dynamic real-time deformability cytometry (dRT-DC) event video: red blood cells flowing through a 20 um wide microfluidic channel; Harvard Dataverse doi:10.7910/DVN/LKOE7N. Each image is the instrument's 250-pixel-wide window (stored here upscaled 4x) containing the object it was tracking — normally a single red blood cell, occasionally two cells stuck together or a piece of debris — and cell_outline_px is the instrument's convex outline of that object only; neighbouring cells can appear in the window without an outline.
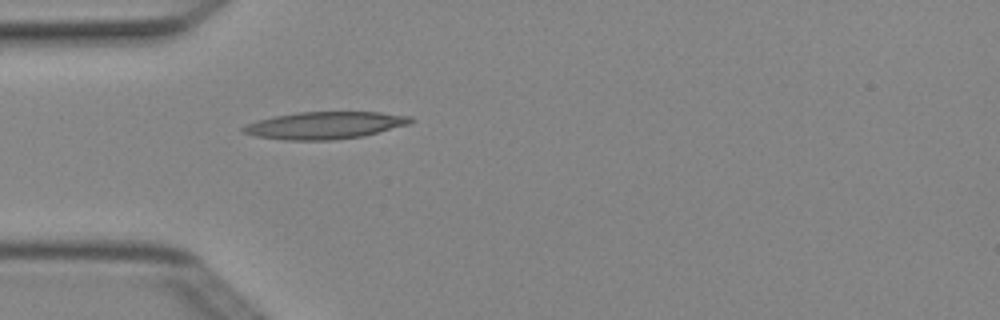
{"species": "Egyptian fruit bat (a non-hibernating species)", "species_latin": "Rousettus aegyptiacus", "temperature_condition": "cold", "stored_images_in_passage": 2, "camera_frame_rate_fps": 3000, "um_per_image_px": 0.085, "animal": {"sex": "female"}, "frame": {"image": 1, "passage_image": 2, "time_ms": 0.333, "image_size_px": [1000, 320], "cell_outline_px": [[416, 120], [408, 124], [364, 136], [328, 140], [284, 140], [256, 136], [244, 132], [240, 128], [256, 120], [272, 116], [300, 112], [380, 112], [412, 116]], "centroid_in_image_um": [27.62, 10.64], "position_along_channel_um": 57.4, "area_um2": 26.53}}